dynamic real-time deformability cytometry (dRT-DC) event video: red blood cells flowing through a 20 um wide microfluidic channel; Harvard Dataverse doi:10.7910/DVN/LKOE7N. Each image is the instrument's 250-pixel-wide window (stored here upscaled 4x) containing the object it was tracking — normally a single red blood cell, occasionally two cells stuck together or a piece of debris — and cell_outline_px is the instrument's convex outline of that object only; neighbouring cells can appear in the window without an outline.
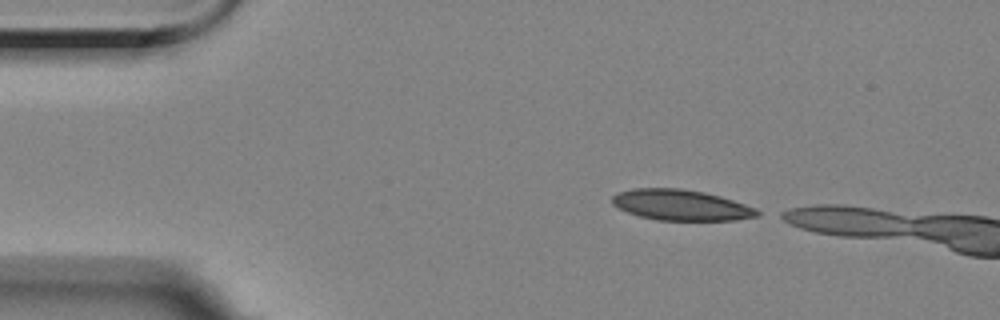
{"species": "Egyptian fruit bat (a non-hibernating species)", "species_latin": "Rousettus aegyptiacus", "temperature_condition": "room temperature", "stored_images_in_passage": 5, "camera_frame_rate_fps": 3000, "um_per_image_px": 0.085, "animal": {"sex": "female"}, "frame": {"image": 1, "passage_image": 1, "time_ms": 0.0, "image_size_px": [1000, 320], "cell_outline_px": [[764, 212], [760, 216], [736, 220], [656, 220], [640, 216], [628, 212], [612, 204], [612, 196], [616, 192], [632, 188], [680, 188], [704, 192], [720, 196], [756, 208]], "centroid_in_image_um": [57.91, 17.43], "position_along_channel_um": 27.1, "area_um2": 26.13}}